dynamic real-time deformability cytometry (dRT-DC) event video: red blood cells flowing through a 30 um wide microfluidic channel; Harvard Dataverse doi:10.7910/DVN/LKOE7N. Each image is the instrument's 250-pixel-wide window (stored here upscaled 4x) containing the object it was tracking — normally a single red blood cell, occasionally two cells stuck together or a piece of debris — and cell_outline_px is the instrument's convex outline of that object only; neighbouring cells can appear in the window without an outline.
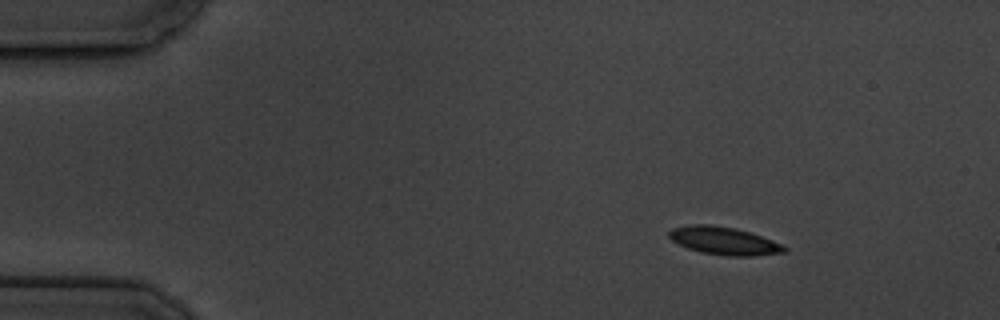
{"species": "common noctule bat (a hibernating species)", "species_latin": "Nyctalus noctula", "temperature_condition": "cold", "stored_images_in_passage": 9, "camera_frame_rate_fps": 3000, "um_per_image_px": 0.085, "animal": {"sex": "male", "body_mass_g": 19.5, "forearm_length_mm": 54.6}, "frame": {"image": 1, "passage_image": 1, "time_ms": 0.0, "image_size_px": [1000, 320], "cell_outline_px": [[788, 252], [752, 256], [728, 256], [700, 252], [688, 248], [672, 240], [668, 236], [668, 232], [672, 228], [688, 224], [712, 224], [736, 228], [772, 240], [788, 248]], "centroid_in_image_um": [61.53, 20.46], "position_along_channel_um": 23.5, "area_um2": 18.73}}
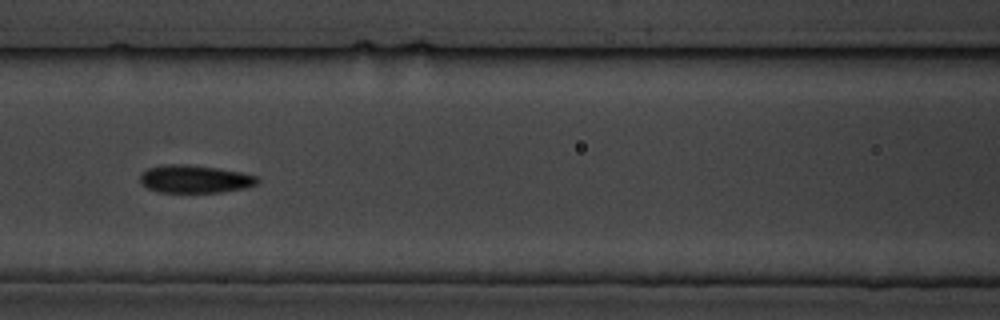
{"frame": {"image": 2, "passage_image": 6, "time_ms": 6.0, "image_size_px": [1000, 320], "cell_outline_px": [[260, 180], [256, 184], [244, 188], [220, 192], [160, 192], [148, 188], [140, 184], [140, 176], [148, 168], [164, 164], [188, 164], [216, 168], [240, 172], [256, 176]], "centroid_in_image_um": [16.53, 15.21], "position_along_channel_um": 150.1, "area_um2": 18.9}}
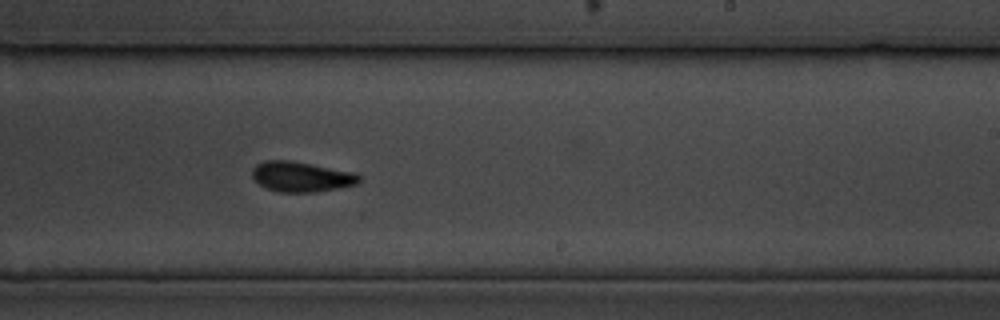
{"frame": {"image": 3, "passage_image": 9, "time_ms": 9.333, "image_size_px": [1000, 320], "cell_outline_px": [[360, 180], [356, 184], [340, 188], [316, 192], [276, 192], [260, 184], [252, 176], [252, 168], [256, 164], [264, 160], [288, 160], [312, 164], [356, 172], [360, 176]], "centroid_in_image_um": [25.62, 15.01], "position_along_channel_um": 263.4, "area_um2": 18.9}}